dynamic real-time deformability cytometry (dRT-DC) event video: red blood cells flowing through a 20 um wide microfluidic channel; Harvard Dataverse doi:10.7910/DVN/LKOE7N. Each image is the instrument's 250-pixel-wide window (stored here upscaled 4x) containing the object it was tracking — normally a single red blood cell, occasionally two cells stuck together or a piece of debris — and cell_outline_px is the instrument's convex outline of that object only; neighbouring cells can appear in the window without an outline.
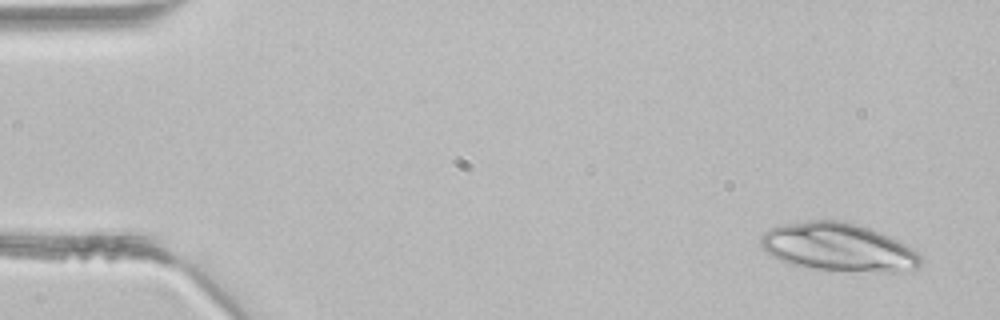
{"species": "common noctule bat (a hibernating species)", "species_latin": "Nyctalus noctula", "temperature_condition": "room temperature", "stored_images_in_passage": 3, "camera_frame_rate_fps": 3000, "um_per_image_px": 0.085, "animal": {"sex": "male", "body_mass_g": 21.5, "forearm_length_mm": 52.0}, "frame": {"image": 1, "passage_image": 1, "time_ms": 0.0, "image_size_px": [1000, 320], "cell_outline_px": [[924, 260], [916, 272], [892, 272], [812, 268], [792, 264], [780, 260], [772, 256], [760, 244], [760, 236], [768, 228], [784, 224], [808, 220], [840, 220], [872, 228], [904, 244], [916, 252]], "centroid_in_image_um": [71.29, 21.01], "position_along_channel_um": 13.7, "area_um2": 44.8}}